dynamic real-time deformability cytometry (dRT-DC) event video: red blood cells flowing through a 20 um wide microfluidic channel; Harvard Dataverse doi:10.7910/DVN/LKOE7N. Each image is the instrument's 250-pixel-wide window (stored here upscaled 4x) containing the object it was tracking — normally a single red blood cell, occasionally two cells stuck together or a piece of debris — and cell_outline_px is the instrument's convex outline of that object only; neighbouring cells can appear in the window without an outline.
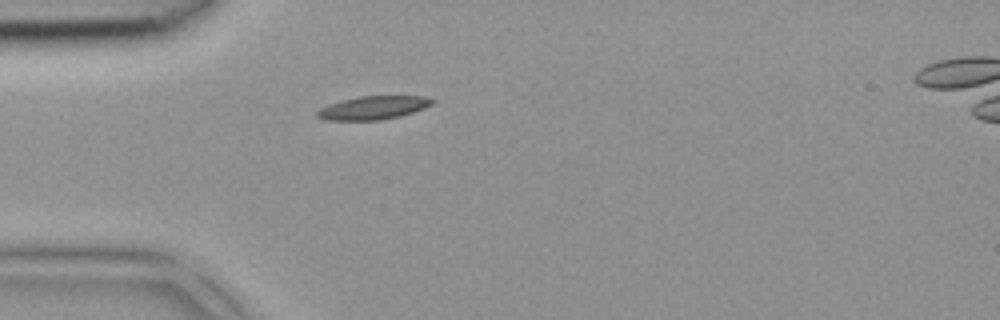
{"species": "common noctule bat (a hibernating species)", "species_latin": "Nyctalus noctula", "temperature_condition": "room temperature", "stored_images_in_passage": 3, "camera_frame_rate_fps": 3000, "um_per_image_px": 0.085, "animal": {"sex": "female", "body_mass_g": 18.4}, "frame": {"image": 1, "passage_image": 3, "time_ms": 0.667, "image_size_px": [1000, 320], "cell_outline_px": [[436, 100], [432, 104], [424, 108], [400, 116], [380, 120], [328, 120], [316, 116], [316, 112], [320, 108], [328, 104], [340, 100], [360, 96], [424, 96]], "centroid_in_image_um": [31.71, 9.15], "position_along_channel_um": 53.3, "area_um2": 15.66}}